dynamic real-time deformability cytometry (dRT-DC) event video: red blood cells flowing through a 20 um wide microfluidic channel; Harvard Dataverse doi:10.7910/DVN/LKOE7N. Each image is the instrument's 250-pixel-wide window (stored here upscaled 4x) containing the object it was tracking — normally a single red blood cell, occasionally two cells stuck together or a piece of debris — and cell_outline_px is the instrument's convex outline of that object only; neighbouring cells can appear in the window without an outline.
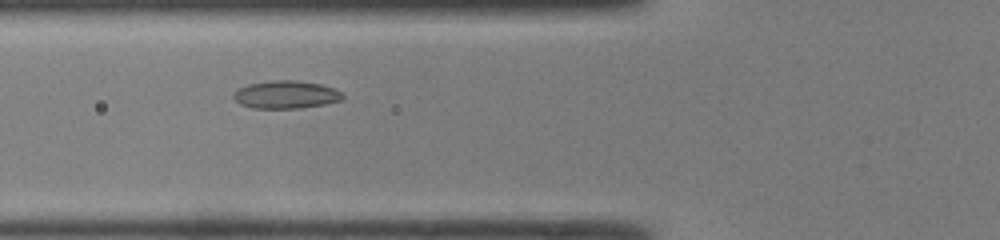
{"species": "common noctule bat (a hibernating species)", "species_latin": "Nyctalus noctula", "temperature_condition": "room temperature", "stored_images_in_passage": 38, "camera_frame_rate_fps": 3000, "um_per_image_px": 0.085, "animal": {"sex": "male", "body_mass_g": 19.0, "forearm_length_mm": 50.8}, "frame": {"image": 1, "passage_image": 9, "time_ms": 2.667, "image_size_px": [1000, 240], "cell_outline_px": [[344, 100], [324, 104], [300, 108], [252, 108], [240, 104], [232, 96], [232, 92], [248, 84], [272, 80], [296, 80], [320, 84], [336, 88], [344, 96]], "centroid_in_image_um": [24.31, 8.04], "position_along_channel_um": 101.5, "area_um2": 17.8}}
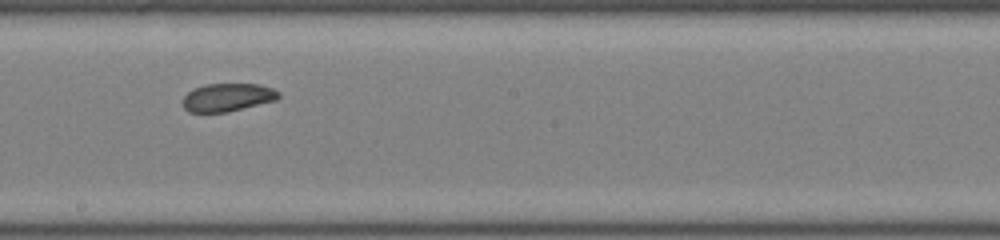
{"frame": {"image": 2, "passage_image": 18, "time_ms": 5.667, "image_size_px": [1000, 240], "cell_outline_px": [[280, 96], [276, 100], [228, 112], [188, 112], [184, 108], [180, 100], [188, 92], [204, 84], [260, 84], [272, 88], [280, 92]], "centroid_in_image_um": [19.33, 8.28], "position_along_channel_um": 228.9, "area_um2": 15.78}}
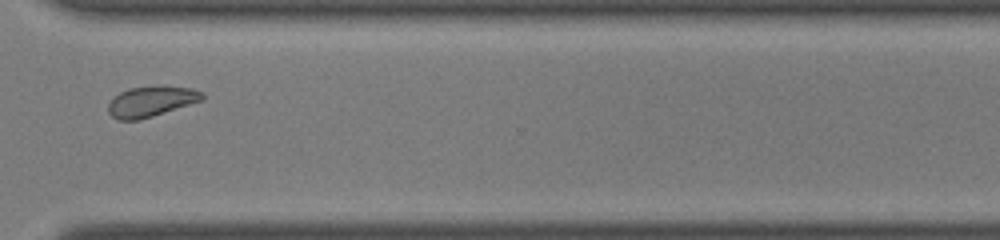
{"frame": {"image": 3, "passage_image": 27, "time_ms": 8.667, "image_size_px": [1000, 240], "cell_outline_px": [[204, 100], [140, 120], [116, 120], [108, 112], [108, 104], [120, 92], [128, 88], [192, 88], [204, 92]], "centroid_in_image_um": [12.84, 8.67], "position_along_channel_um": 357.8, "area_um2": 16.18}, "authors_computed_cell_mechanics": {"area_um2": 17.34, "velocity_mm_per_s": 4.2514, "shape_relaxation_time_tau1_ms": 4.1689, "shape_relaxation_time_tau2_ms": null, "deformation_change_tau1": 0.0785, "deformation_change_tau2": null}}